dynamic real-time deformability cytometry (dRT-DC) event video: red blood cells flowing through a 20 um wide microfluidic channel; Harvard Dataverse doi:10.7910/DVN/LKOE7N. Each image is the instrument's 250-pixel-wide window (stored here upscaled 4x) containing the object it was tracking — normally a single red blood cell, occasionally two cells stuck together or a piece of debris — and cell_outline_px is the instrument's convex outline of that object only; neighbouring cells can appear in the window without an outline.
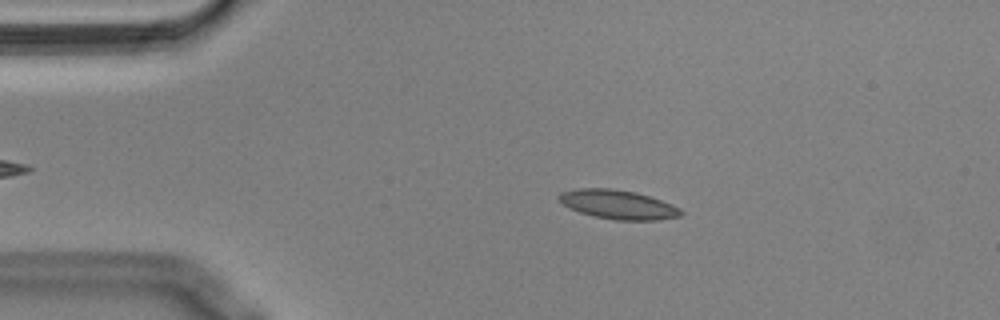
{"species": "Egyptian fruit bat (a non-hibernating species)", "species_latin": "Rousettus aegyptiacus", "temperature_condition": "cold", "stored_images_in_passage": 48, "camera_frame_rate_fps": 3000, "um_per_image_px": 0.085, "animal": {"sex": "male"}, "frame": {"image": 1, "passage_image": 10, "time_ms": 3.0, "image_size_px": [1000, 320], "cell_outline_px": [[684, 212], [680, 216], [656, 220], [616, 220], [596, 216], [580, 212], [568, 208], [556, 196], [560, 192], [576, 188], [612, 188], [636, 192], [660, 200], [680, 208]], "centroid_in_image_um": [52.51, 17.37], "position_along_channel_um": 32.5, "area_um2": 20.58}}
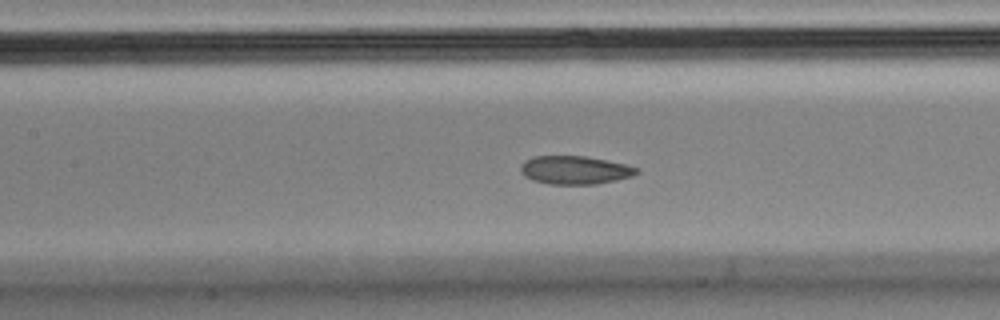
{"frame": {"image": 2, "passage_image": 24, "time_ms": 7.667, "image_size_px": [1000, 320], "cell_outline_px": [[640, 172], [632, 176], [616, 180], [596, 184], [548, 184], [532, 180], [524, 176], [520, 172], [520, 164], [524, 160], [532, 156], [584, 156], [628, 164], [640, 168]], "centroid_in_image_um": [48.86, 14.45], "position_along_channel_um": 158.5, "area_um2": 19.42}}
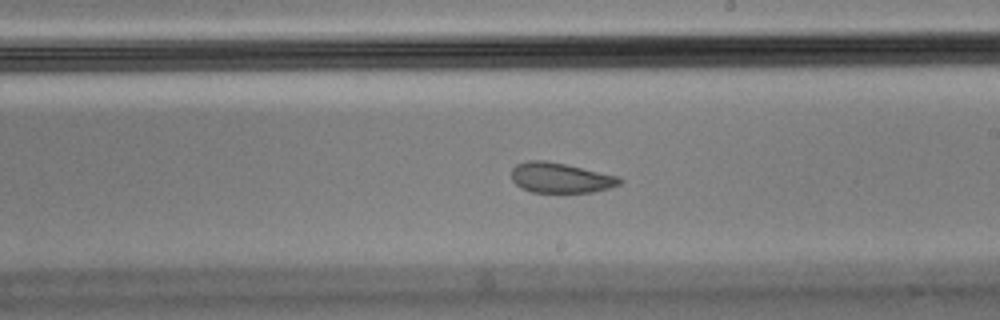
{"frame": {"image": 3, "passage_image": 31, "time_ms": 10.0, "image_size_px": [1000, 320], "cell_outline_px": [[624, 180], [620, 184], [608, 188], [592, 192], [532, 192], [520, 188], [512, 180], [512, 168], [516, 164], [528, 160], [544, 160], [564, 164], [620, 176]], "centroid_in_image_um": [47.64, 15.11], "position_along_channel_um": 241.4, "area_um2": 19.02}, "authors_computed_cell_mechanics": {"area_um2": 19.9988, "velocity_mm_per_s": 3.5655, "shape_relaxation_time_tau1_ms": null, "shape_relaxation_time_tau2_ms": 2.3122, "deformation_change_tau1": null, "deformation_change_tau2": 0.071}}